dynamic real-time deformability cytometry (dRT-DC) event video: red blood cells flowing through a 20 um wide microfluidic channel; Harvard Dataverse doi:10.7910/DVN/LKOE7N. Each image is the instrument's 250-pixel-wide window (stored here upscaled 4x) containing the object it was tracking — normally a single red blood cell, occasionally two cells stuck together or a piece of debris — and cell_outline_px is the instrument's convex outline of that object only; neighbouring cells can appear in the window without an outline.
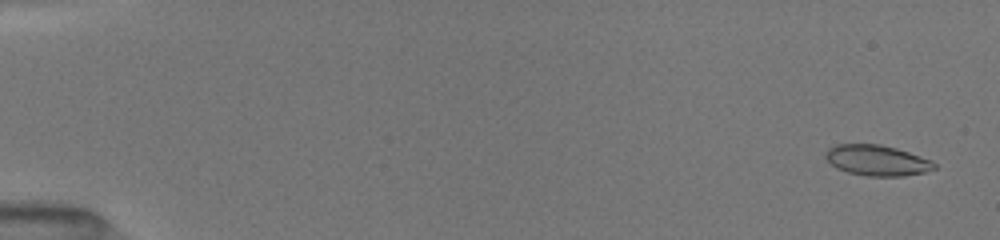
{"species": "common noctule bat (a hibernating species)", "species_latin": "Nyctalus noctula", "temperature_condition": "room temperature", "stored_images_in_passage": 9, "camera_frame_rate_fps": 3000, "um_per_image_px": 0.085, "animal": {"sex": "female", "body_mass_g": 19.5, "forearm_length_mm": 54.1}, "frame": {"image": 1, "passage_image": 2, "time_ms": 0.667, "image_size_px": [1000, 240], "cell_outline_px": [[936, 168], [924, 172], [904, 176], [868, 176], [848, 172], [836, 168], [824, 156], [824, 152], [828, 148], [836, 144], [880, 144], [896, 148], [932, 160], [936, 164]], "centroid_in_image_um": [74.53, 13.62], "position_along_channel_um": 10.5, "area_um2": 19.42}}
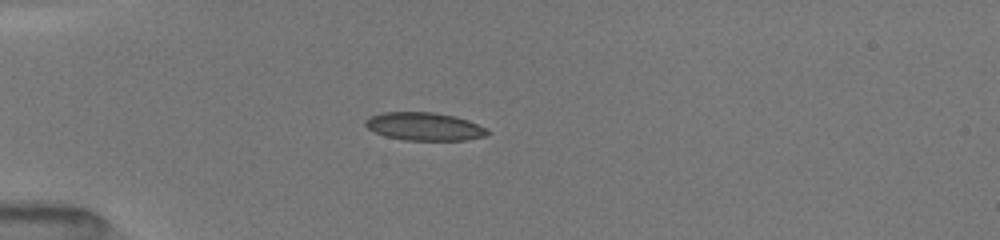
{"frame": {"image": 2, "passage_image": 7, "time_ms": 5.0, "image_size_px": [1000, 240], "cell_outline_px": [[488, 132], [484, 136], [464, 140], [404, 140], [384, 136], [368, 128], [364, 124], [364, 120], [372, 116], [384, 112], [432, 112], [456, 116], [468, 120], [484, 128]], "centroid_in_image_um": [36.03, 10.75], "position_along_channel_um": 49.0, "area_um2": 19.71}}
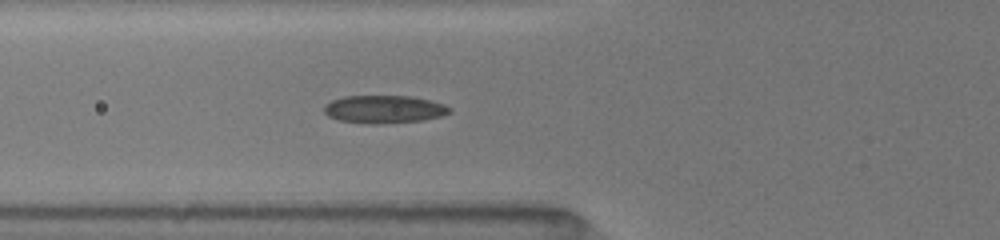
{"frame": {"image": 3, "passage_image": 9, "time_ms": 6.667, "image_size_px": [1000, 240], "cell_outline_px": [[452, 112], [440, 116], [424, 120], [376, 124], [372, 124], [340, 120], [328, 116], [324, 112], [324, 104], [332, 100], [344, 96], [412, 96], [432, 100], [444, 104], [452, 108]], "centroid_in_image_um": [32.67, 9.28], "position_along_channel_um": 93.1, "area_um2": 20.46}}